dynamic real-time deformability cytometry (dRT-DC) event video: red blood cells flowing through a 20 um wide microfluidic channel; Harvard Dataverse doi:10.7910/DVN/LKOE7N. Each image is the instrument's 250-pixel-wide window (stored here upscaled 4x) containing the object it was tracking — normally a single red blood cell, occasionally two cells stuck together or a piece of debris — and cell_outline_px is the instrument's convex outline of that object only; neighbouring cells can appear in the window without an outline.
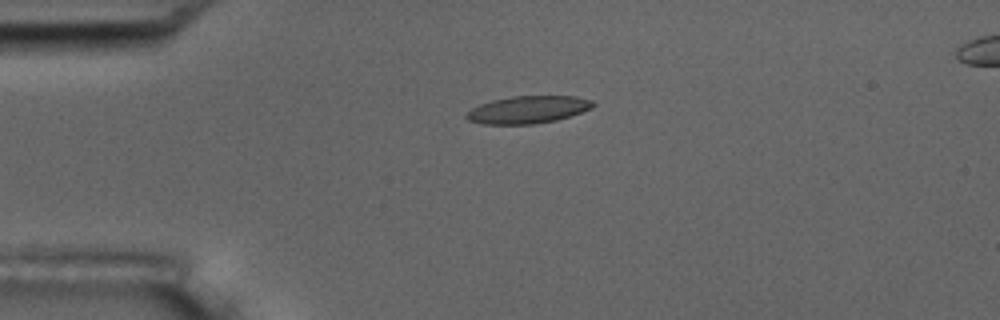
{"species": "common noctule bat (a hibernating species)", "species_latin": "Nyctalus noctula", "temperature_condition": "room temperature", "stored_images_in_passage": 3, "camera_frame_rate_fps": 3000, "um_per_image_px": 0.085, "animal": {"sex": "male", "body_mass_g": 17.5, "forearm_length_mm": 52.3}, "frame": {"image": 1, "passage_image": 1, "time_ms": 0.0, "image_size_px": [1000, 320], "cell_outline_px": [[596, 104], [592, 108], [556, 120], [532, 124], [480, 124], [468, 120], [464, 116], [472, 108], [480, 104], [492, 100], [512, 96], [576, 96], [592, 100]], "centroid_in_image_um": [44.86, 9.32], "position_along_channel_um": 40.1, "area_um2": 20.17}}